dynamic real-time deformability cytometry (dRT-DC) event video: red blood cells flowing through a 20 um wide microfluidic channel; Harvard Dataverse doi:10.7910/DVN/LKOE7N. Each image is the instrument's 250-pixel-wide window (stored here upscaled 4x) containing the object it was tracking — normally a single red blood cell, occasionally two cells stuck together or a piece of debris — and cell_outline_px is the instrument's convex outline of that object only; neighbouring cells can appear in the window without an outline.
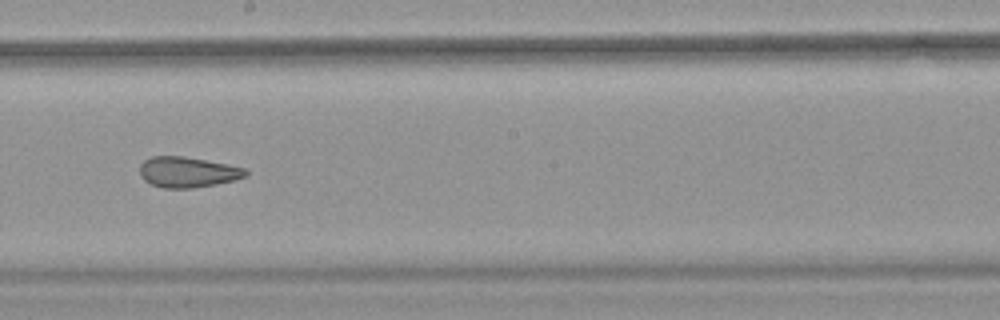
{"species": "common noctule bat (a hibernating species)", "species_latin": "Nyctalus noctula", "temperature_condition": "warm", "stored_images_in_passage": 53, "camera_frame_rate_fps": 3000, "um_per_image_px": 0.085, "animal": {"sex": "female", "body_mass_g": 18.4}, "frame": {"image": 1, "passage_image": 31, "time_ms": 10.0, "image_size_px": [1000, 320], "cell_outline_px": [[248, 176], [216, 184], [192, 188], [164, 188], [152, 184], [144, 180], [140, 176], [140, 164], [144, 160], [152, 156], [184, 156], [228, 164], [244, 168], [248, 172]], "centroid_in_image_um": [15.94, 14.62], "position_along_channel_um": 232.3, "area_um2": 18.84}, "authors_computed_cell_mechanics": {"area_um2": 22.9466, "velocity_mm_per_s": 3.8209, "shape_relaxation_time_tau1_ms": null, "shape_relaxation_time_tau2_ms": 2.0829, "deformation_change_tau1": null, "deformation_change_tau2": 0.097}}